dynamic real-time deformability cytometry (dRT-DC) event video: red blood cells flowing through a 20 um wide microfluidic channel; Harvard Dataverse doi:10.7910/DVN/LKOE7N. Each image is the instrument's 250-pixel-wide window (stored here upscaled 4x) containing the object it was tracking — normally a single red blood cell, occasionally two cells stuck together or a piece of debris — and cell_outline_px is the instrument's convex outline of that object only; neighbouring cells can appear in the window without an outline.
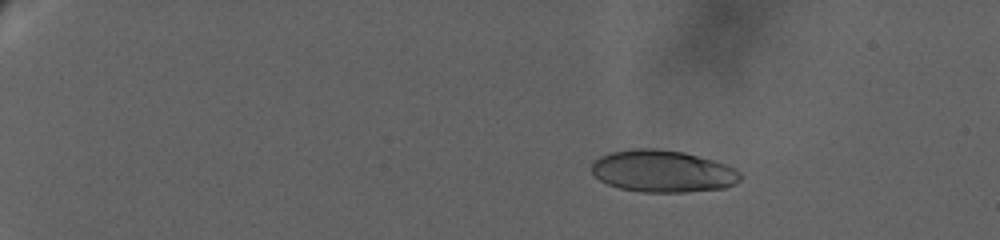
{"species": "human", "species_latin": "Homo sapiens", "temperature_condition": "warm", "stored_images_in_passage": 39, "camera_frame_rate_fps": 3000, "um_per_image_px": 0.085, "donor": {"sex": "female"}, "frame": {"image": 1, "passage_image": 6, "time_ms": 2.333, "image_size_px": [1000, 240], "cell_outline_px": [[744, 176], [736, 184], [724, 188], [684, 192], [640, 192], [620, 188], [608, 184], [600, 180], [592, 172], [592, 164], [600, 156], [608, 152], [632, 148], [656, 148], [684, 152], [728, 164], [736, 168]], "centroid_in_image_um": [56.37, 14.55], "position_along_channel_um": 28.6, "area_um2": 36.82}}
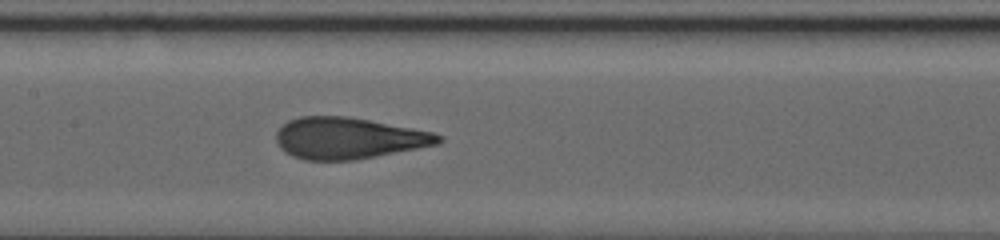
{"frame": {"image": 2, "passage_image": 25, "time_ms": 12.0, "image_size_px": [1000, 240], "cell_outline_px": [[444, 140], [440, 144], [352, 160], [304, 160], [292, 156], [284, 152], [280, 148], [276, 140], [276, 132], [288, 120], [300, 116], [348, 116], [432, 132], [444, 136]], "centroid_in_image_um": [29.6, 11.74], "position_along_channel_um": 177.8, "area_um2": 39.07}}
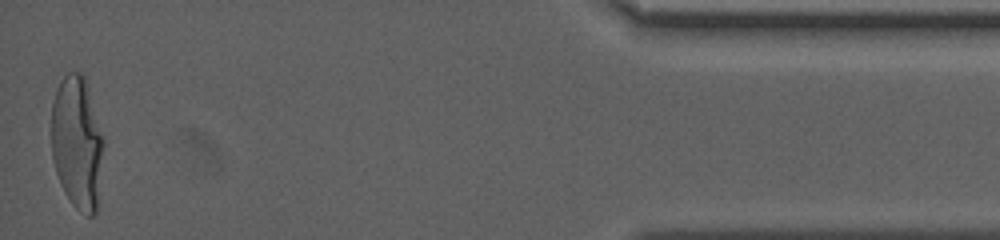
{"frame": {"image": 3, "passage_image": 39, "time_ms": 22.667, "image_size_px": [1000, 240], "cell_outline_px": [[104, 144], [96, 212], [92, 216], [88, 216], [80, 212], [72, 204], [64, 192], [60, 184], [52, 160], [52, 104], [56, 88], [60, 80], [68, 72], [84, 72], [104, 140]], "centroid_in_image_um": [6.55, 12.11], "position_along_channel_um": 428.6, "area_um2": 40.69}, "authors_computed_cell_mechanics": {"area_um2": 38.7838, "velocity_mm_per_s": 2.922, "shape_relaxation_time_tau1_ms": 9.027, "shape_relaxation_time_tau2_ms": null, "deformation_change_tau1": 0.2975, "deformation_change_tau2": null}}